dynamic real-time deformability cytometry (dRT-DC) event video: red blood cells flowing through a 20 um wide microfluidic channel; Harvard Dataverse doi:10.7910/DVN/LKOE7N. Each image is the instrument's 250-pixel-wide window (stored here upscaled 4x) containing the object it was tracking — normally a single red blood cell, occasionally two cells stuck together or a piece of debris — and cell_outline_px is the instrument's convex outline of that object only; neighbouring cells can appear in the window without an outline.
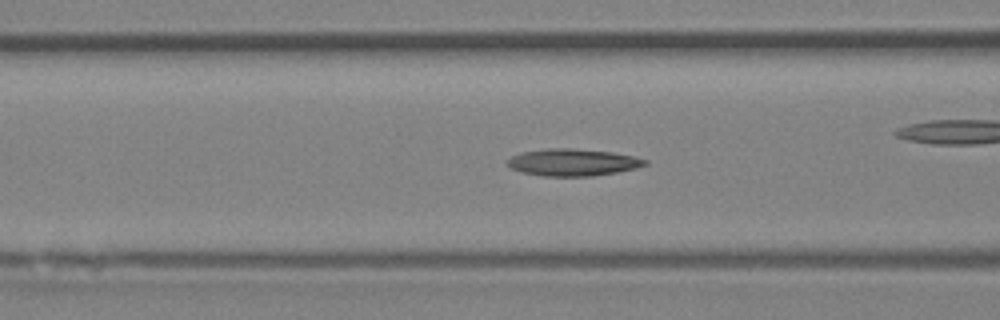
{"species": "Egyptian fruit bat (a non-hibernating species)", "species_latin": "Rousettus aegyptiacus", "temperature_condition": "room temperature", "stored_images_in_passage": 41, "camera_frame_rate_fps": 3000, "um_per_image_px": 0.085, "animal": {"sex": "female"}, "frame": {"image": 1, "passage_image": 18, "time_ms": 5.667, "image_size_px": [1000, 320], "cell_outline_px": [[648, 164], [636, 168], [616, 172], [592, 176], [544, 176], [520, 172], [512, 168], [508, 164], [508, 160], [512, 156], [520, 152], [548, 148], [572, 148], [612, 152], [632, 156], [648, 160]], "centroid_in_image_um": [48.69, 13.79], "position_along_channel_um": 117.9, "area_um2": 21.62}, "authors_computed_cell_mechanics": {"area_um2": 21.5594, "velocity_mm_per_s": 4.215, "shape_relaxation_time_tau1_ms": null, "shape_relaxation_time_tau2_ms": 9.3896, "deformation_change_tau1": null, "deformation_change_tau2": 0.2218}}